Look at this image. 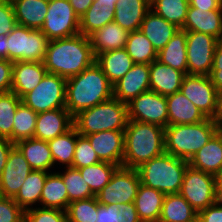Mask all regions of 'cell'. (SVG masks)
<instances>
[{
    "label": "cell",
    "instance_id": "cell-1",
    "mask_svg": "<svg viewBox=\"0 0 222 222\" xmlns=\"http://www.w3.org/2000/svg\"><path fill=\"white\" fill-rule=\"evenodd\" d=\"M95 60L88 36L78 34L49 40L43 63L48 73L68 79L87 69Z\"/></svg>",
    "mask_w": 222,
    "mask_h": 222
},
{
    "label": "cell",
    "instance_id": "cell-2",
    "mask_svg": "<svg viewBox=\"0 0 222 222\" xmlns=\"http://www.w3.org/2000/svg\"><path fill=\"white\" fill-rule=\"evenodd\" d=\"M112 97L113 85L96 62L67 79L65 107L73 117Z\"/></svg>",
    "mask_w": 222,
    "mask_h": 222
},
{
    "label": "cell",
    "instance_id": "cell-3",
    "mask_svg": "<svg viewBox=\"0 0 222 222\" xmlns=\"http://www.w3.org/2000/svg\"><path fill=\"white\" fill-rule=\"evenodd\" d=\"M165 152V128L129 120L124 130L123 167L137 169Z\"/></svg>",
    "mask_w": 222,
    "mask_h": 222
},
{
    "label": "cell",
    "instance_id": "cell-4",
    "mask_svg": "<svg viewBox=\"0 0 222 222\" xmlns=\"http://www.w3.org/2000/svg\"><path fill=\"white\" fill-rule=\"evenodd\" d=\"M219 129L211 118L196 124L169 125L165 128V152L189 162Z\"/></svg>",
    "mask_w": 222,
    "mask_h": 222
},
{
    "label": "cell",
    "instance_id": "cell-5",
    "mask_svg": "<svg viewBox=\"0 0 222 222\" xmlns=\"http://www.w3.org/2000/svg\"><path fill=\"white\" fill-rule=\"evenodd\" d=\"M128 106L112 97L73 117V124L79 135L116 130L124 131L128 124Z\"/></svg>",
    "mask_w": 222,
    "mask_h": 222
},
{
    "label": "cell",
    "instance_id": "cell-6",
    "mask_svg": "<svg viewBox=\"0 0 222 222\" xmlns=\"http://www.w3.org/2000/svg\"><path fill=\"white\" fill-rule=\"evenodd\" d=\"M189 162L164 152L137 168L141 184L164 194L179 193Z\"/></svg>",
    "mask_w": 222,
    "mask_h": 222
},
{
    "label": "cell",
    "instance_id": "cell-7",
    "mask_svg": "<svg viewBox=\"0 0 222 222\" xmlns=\"http://www.w3.org/2000/svg\"><path fill=\"white\" fill-rule=\"evenodd\" d=\"M8 60L43 62L49 39L40 29L16 25L7 35Z\"/></svg>",
    "mask_w": 222,
    "mask_h": 222
},
{
    "label": "cell",
    "instance_id": "cell-8",
    "mask_svg": "<svg viewBox=\"0 0 222 222\" xmlns=\"http://www.w3.org/2000/svg\"><path fill=\"white\" fill-rule=\"evenodd\" d=\"M67 79L47 73L38 86L25 94L21 101L36 113L55 109H66Z\"/></svg>",
    "mask_w": 222,
    "mask_h": 222
},
{
    "label": "cell",
    "instance_id": "cell-9",
    "mask_svg": "<svg viewBox=\"0 0 222 222\" xmlns=\"http://www.w3.org/2000/svg\"><path fill=\"white\" fill-rule=\"evenodd\" d=\"M141 179L137 169L118 167L109 183L95 196L101 205L134 203Z\"/></svg>",
    "mask_w": 222,
    "mask_h": 222
},
{
    "label": "cell",
    "instance_id": "cell-10",
    "mask_svg": "<svg viewBox=\"0 0 222 222\" xmlns=\"http://www.w3.org/2000/svg\"><path fill=\"white\" fill-rule=\"evenodd\" d=\"M41 32L49 39L69 38L80 34V18L69 0H52Z\"/></svg>",
    "mask_w": 222,
    "mask_h": 222
},
{
    "label": "cell",
    "instance_id": "cell-11",
    "mask_svg": "<svg viewBox=\"0 0 222 222\" xmlns=\"http://www.w3.org/2000/svg\"><path fill=\"white\" fill-rule=\"evenodd\" d=\"M179 194L199 213L216 203L214 175L188 165Z\"/></svg>",
    "mask_w": 222,
    "mask_h": 222
},
{
    "label": "cell",
    "instance_id": "cell-12",
    "mask_svg": "<svg viewBox=\"0 0 222 222\" xmlns=\"http://www.w3.org/2000/svg\"><path fill=\"white\" fill-rule=\"evenodd\" d=\"M180 92L206 117L216 120L218 91L209 76L186 74Z\"/></svg>",
    "mask_w": 222,
    "mask_h": 222
},
{
    "label": "cell",
    "instance_id": "cell-13",
    "mask_svg": "<svg viewBox=\"0 0 222 222\" xmlns=\"http://www.w3.org/2000/svg\"><path fill=\"white\" fill-rule=\"evenodd\" d=\"M188 74L209 76L218 39L212 35L186 31Z\"/></svg>",
    "mask_w": 222,
    "mask_h": 222
},
{
    "label": "cell",
    "instance_id": "cell-14",
    "mask_svg": "<svg viewBox=\"0 0 222 222\" xmlns=\"http://www.w3.org/2000/svg\"><path fill=\"white\" fill-rule=\"evenodd\" d=\"M128 106V119L168 126V107L166 96L148 90L133 99Z\"/></svg>",
    "mask_w": 222,
    "mask_h": 222
},
{
    "label": "cell",
    "instance_id": "cell-15",
    "mask_svg": "<svg viewBox=\"0 0 222 222\" xmlns=\"http://www.w3.org/2000/svg\"><path fill=\"white\" fill-rule=\"evenodd\" d=\"M31 171L25 157L14 147L0 176V196L13 198Z\"/></svg>",
    "mask_w": 222,
    "mask_h": 222
},
{
    "label": "cell",
    "instance_id": "cell-16",
    "mask_svg": "<svg viewBox=\"0 0 222 222\" xmlns=\"http://www.w3.org/2000/svg\"><path fill=\"white\" fill-rule=\"evenodd\" d=\"M150 90V65L134 64L129 72L113 84V97L128 104Z\"/></svg>",
    "mask_w": 222,
    "mask_h": 222
},
{
    "label": "cell",
    "instance_id": "cell-17",
    "mask_svg": "<svg viewBox=\"0 0 222 222\" xmlns=\"http://www.w3.org/2000/svg\"><path fill=\"white\" fill-rule=\"evenodd\" d=\"M101 162L123 165L124 131L108 130L86 135Z\"/></svg>",
    "mask_w": 222,
    "mask_h": 222
},
{
    "label": "cell",
    "instance_id": "cell-18",
    "mask_svg": "<svg viewBox=\"0 0 222 222\" xmlns=\"http://www.w3.org/2000/svg\"><path fill=\"white\" fill-rule=\"evenodd\" d=\"M47 73L43 62L15 61L12 67L11 91L22 98L35 89Z\"/></svg>",
    "mask_w": 222,
    "mask_h": 222
},
{
    "label": "cell",
    "instance_id": "cell-19",
    "mask_svg": "<svg viewBox=\"0 0 222 222\" xmlns=\"http://www.w3.org/2000/svg\"><path fill=\"white\" fill-rule=\"evenodd\" d=\"M73 126V116L66 109L41 112L37 115L34 138L49 141Z\"/></svg>",
    "mask_w": 222,
    "mask_h": 222
},
{
    "label": "cell",
    "instance_id": "cell-20",
    "mask_svg": "<svg viewBox=\"0 0 222 222\" xmlns=\"http://www.w3.org/2000/svg\"><path fill=\"white\" fill-rule=\"evenodd\" d=\"M185 73L159 62L150 64V90L168 96L180 91Z\"/></svg>",
    "mask_w": 222,
    "mask_h": 222
},
{
    "label": "cell",
    "instance_id": "cell-21",
    "mask_svg": "<svg viewBox=\"0 0 222 222\" xmlns=\"http://www.w3.org/2000/svg\"><path fill=\"white\" fill-rule=\"evenodd\" d=\"M189 165L214 176L222 171V128L191 158Z\"/></svg>",
    "mask_w": 222,
    "mask_h": 222
},
{
    "label": "cell",
    "instance_id": "cell-22",
    "mask_svg": "<svg viewBox=\"0 0 222 222\" xmlns=\"http://www.w3.org/2000/svg\"><path fill=\"white\" fill-rule=\"evenodd\" d=\"M182 30L195 31L222 38V10L205 11L189 7Z\"/></svg>",
    "mask_w": 222,
    "mask_h": 222
},
{
    "label": "cell",
    "instance_id": "cell-23",
    "mask_svg": "<svg viewBox=\"0 0 222 222\" xmlns=\"http://www.w3.org/2000/svg\"><path fill=\"white\" fill-rule=\"evenodd\" d=\"M129 32L116 22H110L104 27L88 35L95 57L102 52L125 48Z\"/></svg>",
    "mask_w": 222,
    "mask_h": 222
},
{
    "label": "cell",
    "instance_id": "cell-24",
    "mask_svg": "<svg viewBox=\"0 0 222 222\" xmlns=\"http://www.w3.org/2000/svg\"><path fill=\"white\" fill-rule=\"evenodd\" d=\"M168 107V126L178 124H196L206 117L180 91L166 96Z\"/></svg>",
    "mask_w": 222,
    "mask_h": 222
},
{
    "label": "cell",
    "instance_id": "cell-25",
    "mask_svg": "<svg viewBox=\"0 0 222 222\" xmlns=\"http://www.w3.org/2000/svg\"><path fill=\"white\" fill-rule=\"evenodd\" d=\"M114 22L128 32L137 31L150 10V0H118Z\"/></svg>",
    "mask_w": 222,
    "mask_h": 222
},
{
    "label": "cell",
    "instance_id": "cell-26",
    "mask_svg": "<svg viewBox=\"0 0 222 222\" xmlns=\"http://www.w3.org/2000/svg\"><path fill=\"white\" fill-rule=\"evenodd\" d=\"M178 30L179 28L174 24L169 23L152 10L146 13L139 29L149 39L157 53L165 47Z\"/></svg>",
    "mask_w": 222,
    "mask_h": 222
},
{
    "label": "cell",
    "instance_id": "cell-27",
    "mask_svg": "<svg viewBox=\"0 0 222 222\" xmlns=\"http://www.w3.org/2000/svg\"><path fill=\"white\" fill-rule=\"evenodd\" d=\"M95 62L112 85L123 78L135 64L125 48L102 52L96 56Z\"/></svg>",
    "mask_w": 222,
    "mask_h": 222
},
{
    "label": "cell",
    "instance_id": "cell-28",
    "mask_svg": "<svg viewBox=\"0 0 222 222\" xmlns=\"http://www.w3.org/2000/svg\"><path fill=\"white\" fill-rule=\"evenodd\" d=\"M16 23L31 29H40L48 12L46 0H13Z\"/></svg>",
    "mask_w": 222,
    "mask_h": 222
},
{
    "label": "cell",
    "instance_id": "cell-29",
    "mask_svg": "<svg viewBox=\"0 0 222 222\" xmlns=\"http://www.w3.org/2000/svg\"><path fill=\"white\" fill-rule=\"evenodd\" d=\"M14 146L25 157L33 170L48 172L54 162L47 141L29 138L16 142Z\"/></svg>",
    "mask_w": 222,
    "mask_h": 222
},
{
    "label": "cell",
    "instance_id": "cell-30",
    "mask_svg": "<svg viewBox=\"0 0 222 222\" xmlns=\"http://www.w3.org/2000/svg\"><path fill=\"white\" fill-rule=\"evenodd\" d=\"M157 60L188 74L186 31L179 29L165 47L157 53Z\"/></svg>",
    "mask_w": 222,
    "mask_h": 222
},
{
    "label": "cell",
    "instance_id": "cell-31",
    "mask_svg": "<svg viewBox=\"0 0 222 222\" xmlns=\"http://www.w3.org/2000/svg\"><path fill=\"white\" fill-rule=\"evenodd\" d=\"M165 194L140 184L134 204L142 222H158Z\"/></svg>",
    "mask_w": 222,
    "mask_h": 222
},
{
    "label": "cell",
    "instance_id": "cell-32",
    "mask_svg": "<svg viewBox=\"0 0 222 222\" xmlns=\"http://www.w3.org/2000/svg\"><path fill=\"white\" fill-rule=\"evenodd\" d=\"M158 222H198V213L179 194H165Z\"/></svg>",
    "mask_w": 222,
    "mask_h": 222
},
{
    "label": "cell",
    "instance_id": "cell-33",
    "mask_svg": "<svg viewBox=\"0 0 222 222\" xmlns=\"http://www.w3.org/2000/svg\"><path fill=\"white\" fill-rule=\"evenodd\" d=\"M116 4L98 3L93 0L92 5L80 18V34L88 36L93 31L114 21Z\"/></svg>",
    "mask_w": 222,
    "mask_h": 222
},
{
    "label": "cell",
    "instance_id": "cell-34",
    "mask_svg": "<svg viewBox=\"0 0 222 222\" xmlns=\"http://www.w3.org/2000/svg\"><path fill=\"white\" fill-rule=\"evenodd\" d=\"M69 203L67 188L62 177L58 173H49L40 197L42 207L66 211Z\"/></svg>",
    "mask_w": 222,
    "mask_h": 222
},
{
    "label": "cell",
    "instance_id": "cell-35",
    "mask_svg": "<svg viewBox=\"0 0 222 222\" xmlns=\"http://www.w3.org/2000/svg\"><path fill=\"white\" fill-rule=\"evenodd\" d=\"M48 174L49 172L43 170L31 171L18 193L13 197L14 201L24 211L31 209L36 202L40 203L41 193Z\"/></svg>",
    "mask_w": 222,
    "mask_h": 222
},
{
    "label": "cell",
    "instance_id": "cell-36",
    "mask_svg": "<svg viewBox=\"0 0 222 222\" xmlns=\"http://www.w3.org/2000/svg\"><path fill=\"white\" fill-rule=\"evenodd\" d=\"M189 6L188 0H150V10L179 29L183 28Z\"/></svg>",
    "mask_w": 222,
    "mask_h": 222
},
{
    "label": "cell",
    "instance_id": "cell-37",
    "mask_svg": "<svg viewBox=\"0 0 222 222\" xmlns=\"http://www.w3.org/2000/svg\"><path fill=\"white\" fill-rule=\"evenodd\" d=\"M77 142V130L73 126L70 130L47 141L54 164L56 162L72 166Z\"/></svg>",
    "mask_w": 222,
    "mask_h": 222
},
{
    "label": "cell",
    "instance_id": "cell-38",
    "mask_svg": "<svg viewBox=\"0 0 222 222\" xmlns=\"http://www.w3.org/2000/svg\"><path fill=\"white\" fill-rule=\"evenodd\" d=\"M125 49L135 64H151L157 52L149 39L139 30L129 32Z\"/></svg>",
    "mask_w": 222,
    "mask_h": 222
},
{
    "label": "cell",
    "instance_id": "cell-39",
    "mask_svg": "<svg viewBox=\"0 0 222 222\" xmlns=\"http://www.w3.org/2000/svg\"><path fill=\"white\" fill-rule=\"evenodd\" d=\"M119 166L108 162H99L78 169L82 178L96 196L110 181Z\"/></svg>",
    "mask_w": 222,
    "mask_h": 222
},
{
    "label": "cell",
    "instance_id": "cell-40",
    "mask_svg": "<svg viewBox=\"0 0 222 222\" xmlns=\"http://www.w3.org/2000/svg\"><path fill=\"white\" fill-rule=\"evenodd\" d=\"M21 102V98L12 91L0 94V137L12 143L15 112Z\"/></svg>",
    "mask_w": 222,
    "mask_h": 222
},
{
    "label": "cell",
    "instance_id": "cell-41",
    "mask_svg": "<svg viewBox=\"0 0 222 222\" xmlns=\"http://www.w3.org/2000/svg\"><path fill=\"white\" fill-rule=\"evenodd\" d=\"M38 113L24 103H20L13 123V143L24 139L34 138Z\"/></svg>",
    "mask_w": 222,
    "mask_h": 222
},
{
    "label": "cell",
    "instance_id": "cell-42",
    "mask_svg": "<svg viewBox=\"0 0 222 222\" xmlns=\"http://www.w3.org/2000/svg\"><path fill=\"white\" fill-rule=\"evenodd\" d=\"M58 174L64 181L70 202L95 197L78 169L66 167L64 173L61 174L58 172Z\"/></svg>",
    "mask_w": 222,
    "mask_h": 222
},
{
    "label": "cell",
    "instance_id": "cell-43",
    "mask_svg": "<svg viewBox=\"0 0 222 222\" xmlns=\"http://www.w3.org/2000/svg\"><path fill=\"white\" fill-rule=\"evenodd\" d=\"M98 205L96 197L70 202L66 209L68 222H97Z\"/></svg>",
    "mask_w": 222,
    "mask_h": 222
},
{
    "label": "cell",
    "instance_id": "cell-44",
    "mask_svg": "<svg viewBox=\"0 0 222 222\" xmlns=\"http://www.w3.org/2000/svg\"><path fill=\"white\" fill-rule=\"evenodd\" d=\"M101 162L86 136L77 133L72 168L80 169Z\"/></svg>",
    "mask_w": 222,
    "mask_h": 222
},
{
    "label": "cell",
    "instance_id": "cell-45",
    "mask_svg": "<svg viewBox=\"0 0 222 222\" xmlns=\"http://www.w3.org/2000/svg\"><path fill=\"white\" fill-rule=\"evenodd\" d=\"M24 222H68V219L66 211L36 207L24 212Z\"/></svg>",
    "mask_w": 222,
    "mask_h": 222
},
{
    "label": "cell",
    "instance_id": "cell-46",
    "mask_svg": "<svg viewBox=\"0 0 222 222\" xmlns=\"http://www.w3.org/2000/svg\"><path fill=\"white\" fill-rule=\"evenodd\" d=\"M24 212L13 198L0 196V222H24Z\"/></svg>",
    "mask_w": 222,
    "mask_h": 222
},
{
    "label": "cell",
    "instance_id": "cell-47",
    "mask_svg": "<svg viewBox=\"0 0 222 222\" xmlns=\"http://www.w3.org/2000/svg\"><path fill=\"white\" fill-rule=\"evenodd\" d=\"M16 25L12 3L0 0V35H8Z\"/></svg>",
    "mask_w": 222,
    "mask_h": 222
},
{
    "label": "cell",
    "instance_id": "cell-48",
    "mask_svg": "<svg viewBox=\"0 0 222 222\" xmlns=\"http://www.w3.org/2000/svg\"><path fill=\"white\" fill-rule=\"evenodd\" d=\"M209 78L217 91L222 89V38L217 41L215 47L214 60Z\"/></svg>",
    "mask_w": 222,
    "mask_h": 222
},
{
    "label": "cell",
    "instance_id": "cell-49",
    "mask_svg": "<svg viewBox=\"0 0 222 222\" xmlns=\"http://www.w3.org/2000/svg\"><path fill=\"white\" fill-rule=\"evenodd\" d=\"M13 63L0 59V94L11 91Z\"/></svg>",
    "mask_w": 222,
    "mask_h": 222
},
{
    "label": "cell",
    "instance_id": "cell-50",
    "mask_svg": "<svg viewBox=\"0 0 222 222\" xmlns=\"http://www.w3.org/2000/svg\"><path fill=\"white\" fill-rule=\"evenodd\" d=\"M118 222H142L134 203L117 204Z\"/></svg>",
    "mask_w": 222,
    "mask_h": 222
},
{
    "label": "cell",
    "instance_id": "cell-51",
    "mask_svg": "<svg viewBox=\"0 0 222 222\" xmlns=\"http://www.w3.org/2000/svg\"><path fill=\"white\" fill-rule=\"evenodd\" d=\"M198 222H222V205L214 203L198 213Z\"/></svg>",
    "mask_w": 222,
    "mask_h": 222
},
{
    "label": "cell",
    "instance_id": "cell-52",
    "mask_svg": "<svg viewBox=\"0 0 222 222\" xmlns=\"http://www.w3.org/2000/svg\"><path fill=\"white\" fill-rule=\"evenodd\" d=\"M117 205H98L97 222H118Z\"/></svg>",
    "mask_w": 222,
    "mask_h": 222
},
{
    "label": "cell",
    "instance_id": "cell-53",
    "mask_svg": "<svg viewBox=\"0 0 222 222\" xmlns=\"http://www.w3.org/2000/svg\"><path fill=\"white\" fill-rule=\"evenodd\" d=\"M189 7L207 11L222 10V0H188Z\"/></svg>",
    "mask_w": 222,
    "mask_h": 222
},
{
    "label": "cell",
    "instance_id": "cell-54",
    "mask_svg": "<svg viewBox=\"0 0 222 222\" xmlns=\"http://www.w3.org/2000/svg\"><path fill=\"white\" fill-rule=\"evenodd\" d=\"M14 147V143L9 139L0 137V176L7 163L9 153Z\"/></svg>",
    "mask_w": 222,
    "mask_h": 222
},
{
    "label": "cell",
    "instance_id": "cell-55",
    "mask_svg": "<svg viewBox=\"0 0 222 222\" xmlns=\"http://www.w3.org/2000/svg\"><path fill=\"white\" fill-rule=\"evenodd\" d=\"M69 2L77 16L81 18L92 5L93 0H69Z\"/></svg>",
    "mask_w": 222,
    "mask_h": 222
},
{
    "label": "cell",
    "instance_id": "cell-56",
    "mask_svg": "<svg viewBox=\"0 0 222 222\" xmlns=\"http://www.w3.org/2000/svg\"><path fill=\"white\" fill-rule=\"evenodd\" d=\"M216 203L222 205V171L214 176Z\"/></svg>",
    "mask_w": 222,
    "mask_h": 222
},
{
    "label": "cell",
    "instance_id": "cell-57",
    "mask_svg": "<svg viewBox=\"0 0 222 222\" xmlns=\"http://www.w3.org/2000/svg\"><path fill=\"white\" fill-rule=\"evenodd\" d=\"M7 35H0V59L8 60Z\"/></svg>",
    "mask_w": 222,
    "mask_h": 222
},
{
    "label": "cell",
    "instance_id": "cell-58",
    "mask_svg": "<svg viewBox=\"0 0 222 222\" xmlns=\"http://www.w3.org/2000/svg\"><path fill=\"white\" fill-rule=\"evenodd\" d=\"M216 121L218 122L220 128H222V89L218 91Z\"/></svg>",
    "mask_w": 222,
    "mask_h": 222
},
{
    "label": "cell",
    "instance_id": "cell-59",
    "mask_svg": "<svg viewBox=\"0 0 222 222\" xmlns=\"http://www.w3.org/2000/svg\"><path fill=\"white\" fill-rule=\"evenodd\" d=\"M118 0H97L98 3H112L116 4Z\"/></svg>",
    "mask_w": 222,
    "mask_h": 222
}]
</instances>
